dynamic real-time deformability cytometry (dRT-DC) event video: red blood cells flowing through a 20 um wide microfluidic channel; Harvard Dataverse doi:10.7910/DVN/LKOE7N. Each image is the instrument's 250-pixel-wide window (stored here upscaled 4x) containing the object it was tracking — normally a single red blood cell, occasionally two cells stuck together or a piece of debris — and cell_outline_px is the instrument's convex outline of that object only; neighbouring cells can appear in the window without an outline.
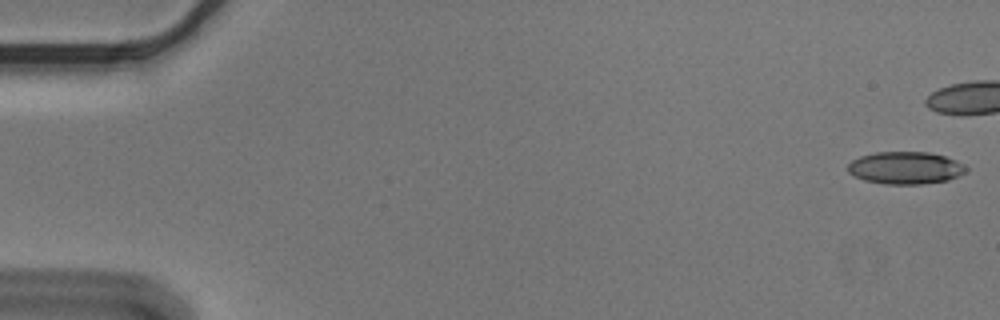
{"species": "Egyptian fruit bat (a non-hibernating species)", "species_latin": "Rousettus aegyptiacus", "temperature_condition": "cold", "stored_images_in_passage": 6, "camera_frame_rate_fps": 3000, "um_per_image_px": 0.085, "animal": {"sex": "male"}, "frame": {"image": 1, "passage_image": 1, "time_ms": 0.0, "image_size_px": [1000, 320], "cell_outline_px": [[968, 168], [964, 172], [948, 180], [924, 184], [888, 184], [864, 180], [848, 172], [848, 164], [852, 160], [860, 156], [876, 152], [928, 152], [944, 156], [956, 160], [964, 164]], "centroid_in_image_um": [76.96, 14.26], "position_along_channel_um": 8.0, "area_um2": 22.2}}
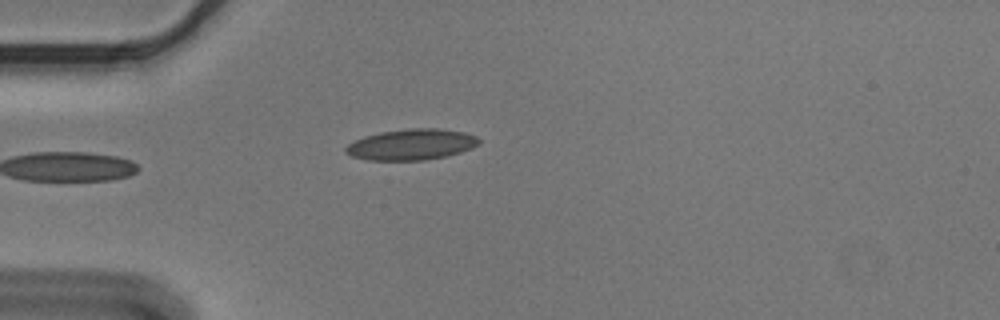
{"frame": {"image": 2, "passage_image": 6, "time_ms": 1.667, "image_size_px": [1000, 320], "cell_outline_px": [[480, 144], [472, 148], [460, 152], [444, 156], [424, 160], [368, 160], [352, 156], [344, 152], [344, 148], [348, 144], [364, 136], [380, 132], [408, 128], [436, 128], [464, 132], [476, 136], [480, 140]], "centroid_in_image_um": [34.96, 12.28], "position_along_channel_um": 50.0, "area_um2": 23.99}}